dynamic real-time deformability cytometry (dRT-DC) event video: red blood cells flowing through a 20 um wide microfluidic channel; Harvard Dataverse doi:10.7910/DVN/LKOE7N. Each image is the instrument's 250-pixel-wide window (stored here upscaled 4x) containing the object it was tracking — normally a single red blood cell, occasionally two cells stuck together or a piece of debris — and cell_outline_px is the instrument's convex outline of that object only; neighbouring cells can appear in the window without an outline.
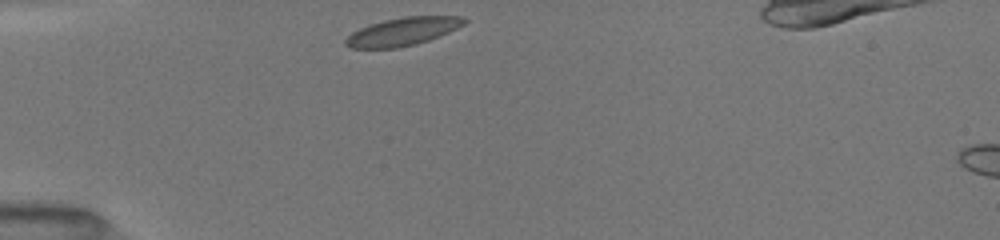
{"species": "common noctule bat (a hibernating species)", "species_latin": "Nyctalus noctula", "temperature_condition": "room temperature", "stored_images_in_passage": 50, "camera_frame_rate_fps": 3000, "um_per_image_px": 0.085, "animal": {"sex": "female", "body_mass_g": 19.5, "forearm_length_mm": 54.1}, "frame": {"image": 1, "passage_image": 1, "time_ms": 0.0, "image_size_px": [1000, 240], "cell_outline_px": [[468, 20], [464, 24], [440, 36], [416, 44], [396, 48], [348, 48], [344, 44], [344, 40], [352, 32], [360, 28], [384, 20], [404, 16], [460, 16]], "centroid_in_image_um": [34.21, 2.68], "position_along_channel_um": 50.8, "area_um2": 19.31}}
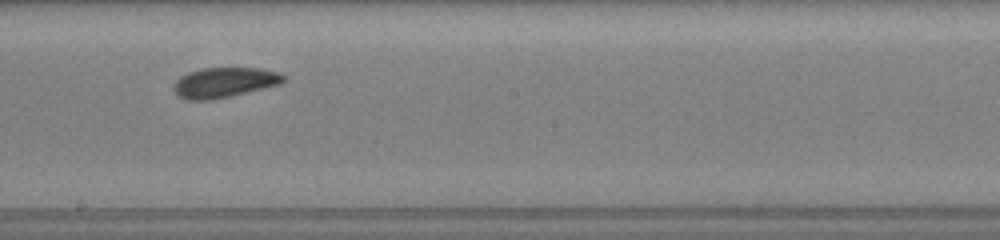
{"frame": {"image": 2, "passage_image": 19, "time_ms": 5.0, "image_size_px": [1000, 240], "cell_outline_px": [[288, 80], [280, 84], [212, 100], [184, 100], [176, 96], [172, 88], [176, 80], [180, 76], [188, 72], [200, 68], [260, 68], [280, 72], [288, 76]], "centroid_in_image_um": [19.06, 7.01], "position_along_channel_um": 229.1, "area_um2": 19.59}}
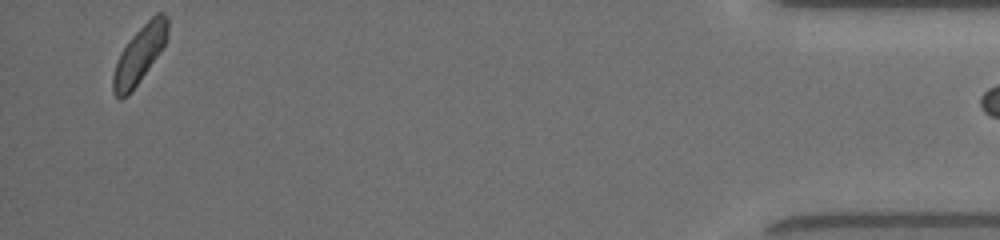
{"frame": {"image": 3, "passage_image": 47, "time_ms": 11.667, "image_size_px": [1000, 240], "cell_outline_px": [[168, 32], [164, 44], [160, 52], [136, 84], [120, 100], [112, 92], [112, 76], [120, 52], [128, 40], [156, 12], [164, 12], [168, 16]], "centroid_in_image_um": [11.85, 4.58], "position_along_channel_um": 423.3, "area_um2": 17.74}, "authors_computed_cell_mechanics": {"area_um2": 19.0162, "velocity_mm_per_s": 3.9807, "shape_relaxation_time_tau1_ms": 2.9699, "shape_relaxation_time_tau2_ms": 2.0584, "deformation_change_tau1": 0.0975, "deformation_change_tau2": 0.0666}}